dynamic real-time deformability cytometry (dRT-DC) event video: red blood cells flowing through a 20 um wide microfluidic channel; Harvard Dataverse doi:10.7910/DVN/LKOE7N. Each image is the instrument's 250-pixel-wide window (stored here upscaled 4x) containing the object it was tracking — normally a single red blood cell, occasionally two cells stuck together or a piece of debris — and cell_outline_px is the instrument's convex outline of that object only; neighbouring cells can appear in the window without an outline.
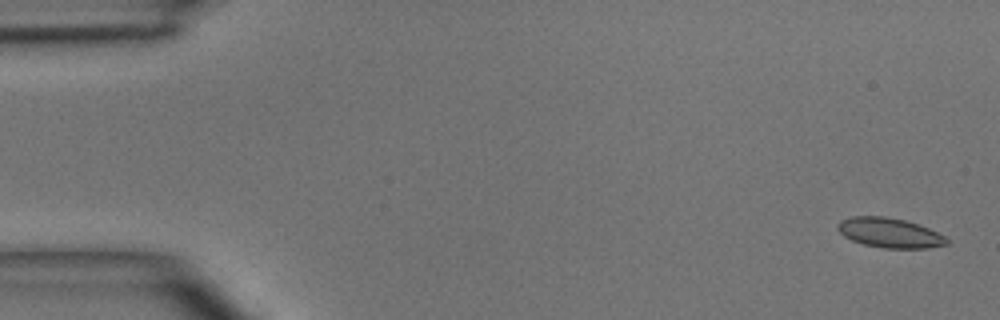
{"species": "common noctule bat (a hibernating species)", "species_latin": "Nyctalus noctula", "temperature_condition": "room temperature", "stored_images_in_passage": 4, "camera_frame_rate_fps": 3000, "um_per_image_px": 0.085, "animal": {"sex": "male", "body_mass_g": 15.6}, "frame": {"image": 1, "passage_image": 1, "time_ms": 0.0, "image_size_px": [1000, 320], "cell_outline_px": [[948, 244], [928, 248], [884, 248], [864, 244], [852, 240], [844, 236], [836, 228], [836, 224], [840, 220], [852, 216], [888, 216], [904, 220], [928, 228], [944, 236], [948, 240]], "centroid_in_image_um": [75.58, 19.78], "position_along_channel_um": 9.4, "area_um2": 18.84}}
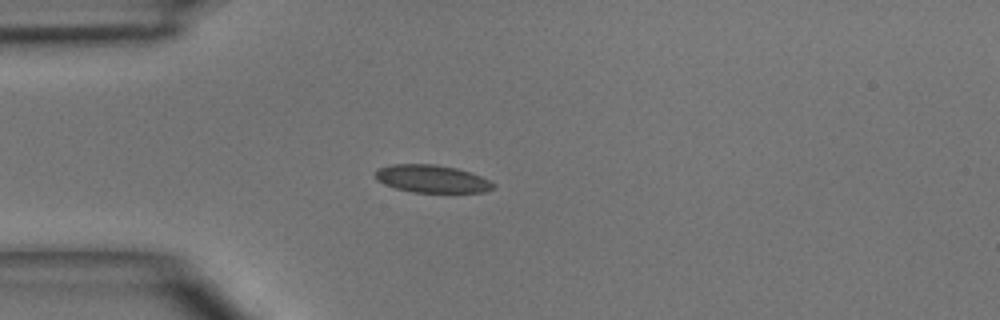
{"frame": {"image": 2, "passage_image": 4, "time_ms": 3.667, "image_size_px": [1000, 320], "cell_outline_px": [[496, 188], [484, 192], [412, 192], [396, 188], [384, 184], [376, 180], [376, 168], [392, 164], [432, 164], [456, 168], [480, 176], [496, 184]], "centroid_in_image_um": [36.7, 15.2], "position_along_channel_um": 48.3, "area_um2": 18.96}}